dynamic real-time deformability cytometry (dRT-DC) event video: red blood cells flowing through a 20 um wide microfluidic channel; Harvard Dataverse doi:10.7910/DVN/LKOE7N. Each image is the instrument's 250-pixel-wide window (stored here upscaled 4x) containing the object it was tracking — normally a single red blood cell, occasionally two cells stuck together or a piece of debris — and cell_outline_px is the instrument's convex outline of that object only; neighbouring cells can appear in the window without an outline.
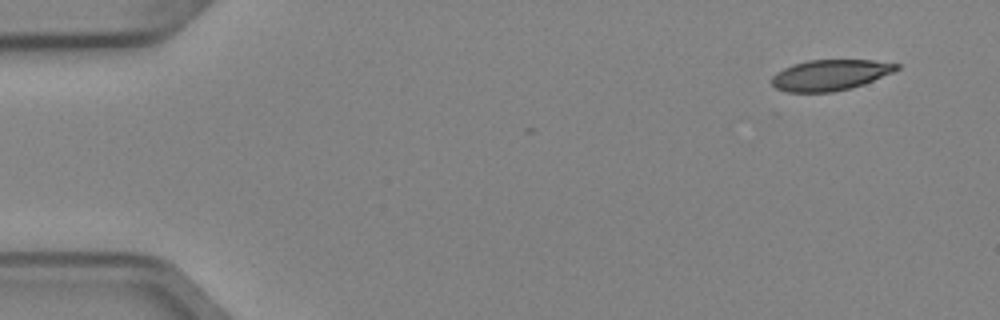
{"species": "Egyptian fruit bat (a non-hibernating species)", "species_latin": "Rousettus aegyptiacus", "temperature_condition": "cold", "stored_images_in_passage": 2, "camera_frame_rate_fps": 3000, "um_per_image_px": 0.085, "animal": {"sex": "female"}, "frame": {"image": 1, "passage_image": 2, "time_ms": 0.333, "image_size_px": [1000, 320], "cell_outline_px": [[900, 68], [892, 72], [864, 84], [852, 88], [832, 92], [788, 92], [776, 88], [772, 84], [772, 76], [776, 72], [792, 64], [808, 60], [872, 60], [900, 64]], "centroid_in_image_um": [70.55, 6.37], "position_along_channel_um": 14.4, "area_um2": 22.37}}